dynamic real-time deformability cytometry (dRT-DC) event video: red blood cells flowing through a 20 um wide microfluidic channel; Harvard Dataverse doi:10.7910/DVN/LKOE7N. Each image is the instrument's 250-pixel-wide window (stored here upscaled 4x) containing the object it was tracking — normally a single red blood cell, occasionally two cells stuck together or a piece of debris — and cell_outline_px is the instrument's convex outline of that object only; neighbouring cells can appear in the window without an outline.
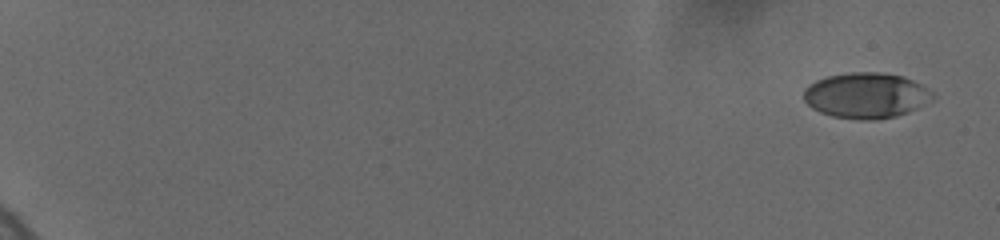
{"species": "human", "species_latin": "Homo sapiens", "temperature_condition": "cold", "stored_images_in_passage": 8, "camera_frame_rate_fps": 3000, "um_per_image_px": 0.085, "donor": {"sex": "female"}, "frame": {"image": 1, "passage_image": 1, "time_ms": 0.0, "image_size_px": [1000, 240], "cell_outline_px": [[936, 96], [932, 100], [908, 112], [896, 116], [872, 120], [860, 120], [832, 116], [820, 112], [812, 108], [804, 100], [804, 88], [808, 84], [824, 76], [852, 72], [880, 72], [904, 76], [920, 84], [932, 92]], "centroid_in_image_um": [73.6, 8.1], "position_along_channel_um": 11.4, "area_um2": 34.39}}
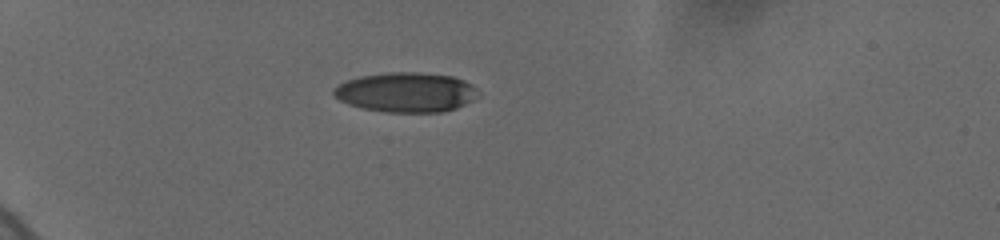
{"frame": {"image": 2, "passage_image": 6, "time_ms": 5.667, "image_size_px": [1000, 240], "cell_outline_px": [[480, 96], [456, 108], [444, 112], [388, 112], [360, 108], [348, 104], [340, 100], [332, 92], [332, 88], [348, 80], [360, 76], [392, 72], [416, 72], [452, 76], [464, 80], [472, 84], [480, 92]], "centroid_in_image_um": [34.55, 7.85], "position_along_channel_um": 50.5, "area_um2": 33.52}}
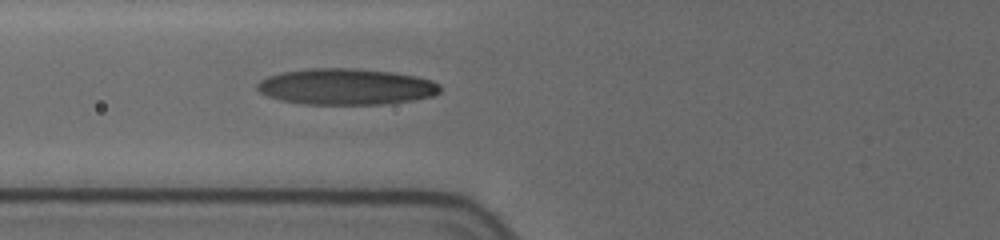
{"frame": {"image": 3, "passage_image": 8, "time_ms": 8.0, "image_size_px": [1000, 240], "cell_outline_px": [[440, 92], [432, 96], [412, 100], [384, 104], [304, 104], [280, 100], [268, 96], [260, 92], [256, 88], [256, 84], [260, 80], [268, 76], [280, 72], [308, 68], [352, 68], [392, 72], [432, 80], [440, 84]], "centroid_in_image_um": [29.38, 7.36], "position_along_channel_um": 96.4, "area_um2": 38.55}}